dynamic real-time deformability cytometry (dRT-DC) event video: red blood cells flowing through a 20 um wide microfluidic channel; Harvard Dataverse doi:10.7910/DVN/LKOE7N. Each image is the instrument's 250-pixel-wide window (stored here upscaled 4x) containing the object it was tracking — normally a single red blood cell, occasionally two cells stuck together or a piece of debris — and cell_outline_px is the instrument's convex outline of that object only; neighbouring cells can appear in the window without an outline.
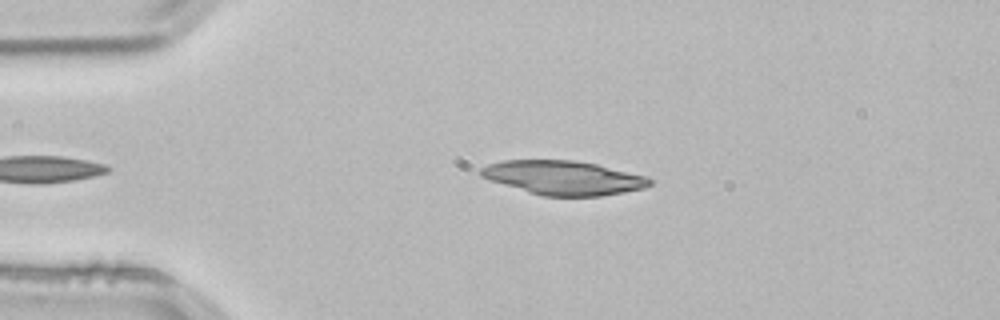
{"species": "common noctule bat (a hibernating species)", "species_latin": "Nyctalus noctula", "temperature_condition": "room temperature", "stored_images_in_passage": 39, "camera_frame_rate_fps": 3000, "um_per_image_px": 0.085, "animal": {"sex": "male", "body_mass_g": 21.5, "forearm_length_mm": 52.0}, "frame": {"image": 1, "passage_image": 3, "time_ms": 0.667, "image_size_px": [1000, 320], "cell_outline_px": [[652, 184], [644, 188], [624, 192], [600, 196], [544, 196], [528, 192], [488, 180], [480, 176], [480, 168], [488, 164], [504, 160], [576, 160], [596, 164], [648, 176], [652, 180]], "centroid_in_image_um": [47.89, 15.1], "position_along_channel_um": 37.1, "area_um2": 33.64}}